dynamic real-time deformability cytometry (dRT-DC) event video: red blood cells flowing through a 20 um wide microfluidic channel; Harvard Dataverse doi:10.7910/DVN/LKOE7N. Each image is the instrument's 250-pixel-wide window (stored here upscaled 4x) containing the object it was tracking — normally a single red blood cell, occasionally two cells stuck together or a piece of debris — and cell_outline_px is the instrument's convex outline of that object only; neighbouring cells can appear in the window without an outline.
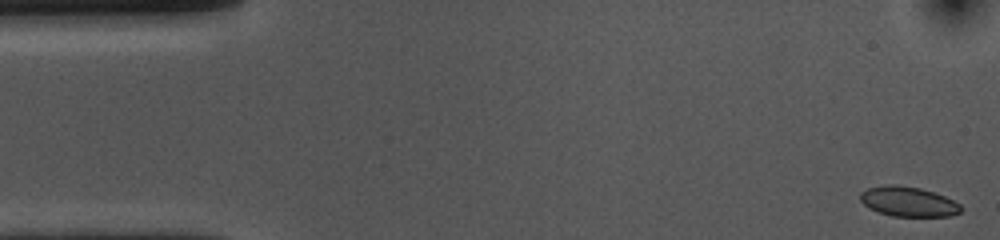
{"species": "common noctule bat (a hibernating species)", "species_latin": "Nyctalus noctula", "temperature_condition": "cold", "stored_images_in_passage": 53, "camera_frame_rate_fps": 3000, "um_per_image_px": 0.085, "animal": {"sex": "female", "body_mass_g": 10.0, "forearm_length_mm": 53.1}, "frame": {"image": 1, "passage_image": 1, "time_ms": 0.0, "image_size_px": [1000, 240], "cell_outline_px": [[960, 212], [952, 216], [892, 216], [868, 208], [860, 200], [860, 192], [868, 188], [884, 184], [896, 184], [920, 188], [944, 196], [960, 204]], "centroid_in_image_um": [77.16, 17.13], "position_along_channel_um": 7.8, "area_um2": 17.46}}
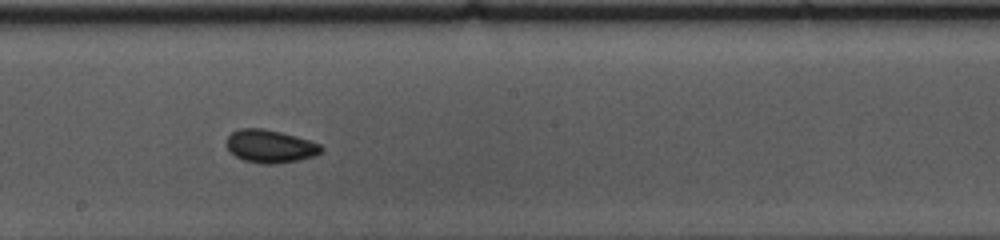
{"frame": {"image": 2, "passage_image": 28, "time_ms": 9.0, "image_size_px": [1000, 240], "cell_outline_px": [[324, 148], [316, 156], [300, 160], [276, 164], [260, 164], [244, 160], [236, 156], [228, 148], [228, 136], [232, 132], [240, 128], [264, 128], [280, 132], [308, 140], [320, 144]], "centroid_in_image_um": [22.99, 12.44], "position_along_channel_um": 225.2, "area_um2": 18.09}}
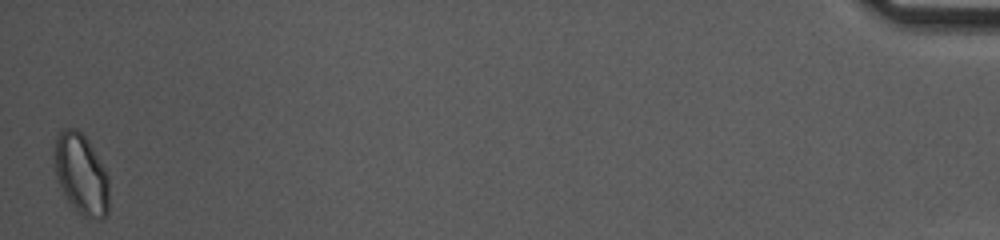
{"frame": {"image": 3, "passage_image": 53, "time_ms": 17.333, "image_size_px": [1000, 240], "cell_outline_px": [[108, 212], [100, 220], [84, 216], [76, 212], [64, 196], [56, 176], [52, 156], [56, 136], [64, 128], [76, 128], [88, 140], [104, 168], [108, 176]], "centroid_in_image_um": [6.86, 14.8], "position_along_channel_um": 428.3, "area_um2": 25.95}, "authors_computed_cell_mechanics": {"area_um2": 17.8602, "velocity_mm_per_s": 3.6397, "shape_relaxation_time_tau1_ms": 8.6903, "shape_relaxation_time_tau2_ms": 1.4706, "deformation_change_tau1": 0.1569, "deformation_change_tau2": 0.0549}}